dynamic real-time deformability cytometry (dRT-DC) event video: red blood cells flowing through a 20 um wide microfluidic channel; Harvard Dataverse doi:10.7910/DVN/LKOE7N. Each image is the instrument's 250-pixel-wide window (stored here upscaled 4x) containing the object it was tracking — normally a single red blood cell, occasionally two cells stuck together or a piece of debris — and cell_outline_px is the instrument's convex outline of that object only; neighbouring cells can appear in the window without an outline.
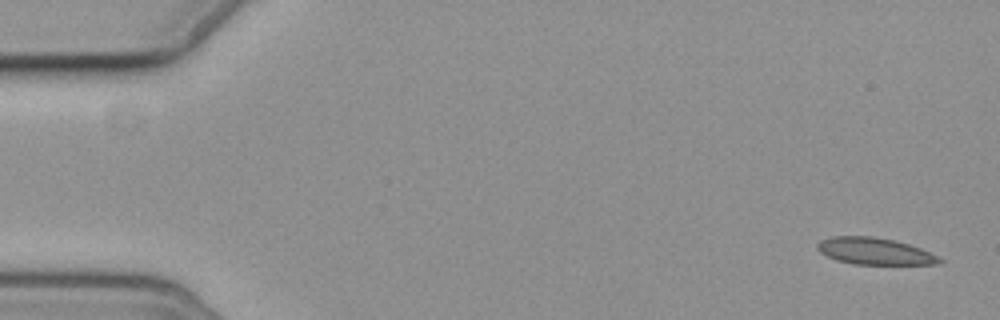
{"species": "common noctule bat (a hibernating species)", "species_latin": "Nyctalus noctula", "temperature_condition": "cold", "stored_images_in_passage": 4, "camera_frame_rate_fps": 3000, "um_per_image_px": 0.085, "animal": {"sex": "female", "body_mass_g": 19.3, "forearm_length_mm": 54.1}, "frame": {"image": 1, "passage_image": 1, "time_ms": 0.0, "image_size_px": [1000, 320], "cell_outline_px": [[944, 260], [940, 264], [852, 264], [836, 260], [820, 252], [816, 248], [816, 244], [820, 240], [832, 236], [872, 236], [892, 240], [908, 244], [920, 248]], "centroid_in_image_um": [74.3, 21.35], "position_along_channel_um": 10.7, "area_um2": 18.96}}